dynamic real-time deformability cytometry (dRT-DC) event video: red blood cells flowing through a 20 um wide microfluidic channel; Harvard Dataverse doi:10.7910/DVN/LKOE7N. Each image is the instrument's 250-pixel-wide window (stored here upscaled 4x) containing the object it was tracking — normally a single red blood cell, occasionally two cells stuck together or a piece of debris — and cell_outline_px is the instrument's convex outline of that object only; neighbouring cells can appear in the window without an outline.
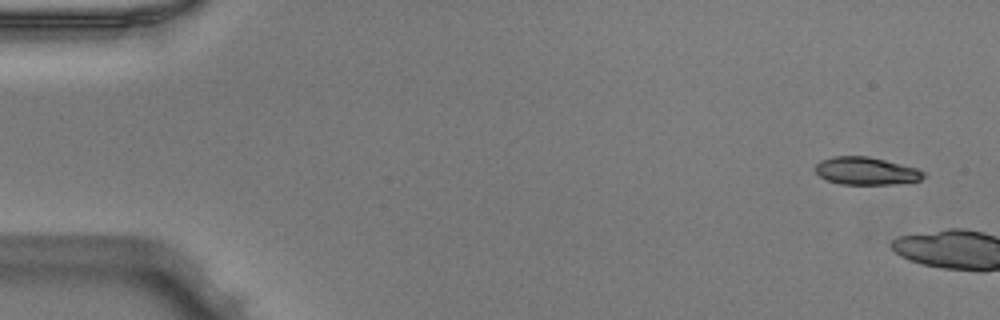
{"species": "Egyptian fruit bat (a non-hibernating species)", "species_latin": "Rousettus aegyptiacus", "temperature_condition": "warm", "stored_images_in_passage": 4, "camera_frame_rate_fps": 3000, "um_per_image_px": 0.085, "animal": {"sex": "male"}, "frame": {"image": 1, "passage_image": 1, "time_ms": 0.0, "image_size_px": [1000, 320], "cell_outline_px": [[924, 176], [920, 180], [896, 184], [840, 184], [828, 180], [820, 176], [816, 172], [816, 164], [820, 160], [832, 156], [868, 156], [916, 168], [924, 172]], "centroid_in_image_um": [73.6, 14.53], "position_along_channel_um": 11.4, "area_um2": 17.28}}